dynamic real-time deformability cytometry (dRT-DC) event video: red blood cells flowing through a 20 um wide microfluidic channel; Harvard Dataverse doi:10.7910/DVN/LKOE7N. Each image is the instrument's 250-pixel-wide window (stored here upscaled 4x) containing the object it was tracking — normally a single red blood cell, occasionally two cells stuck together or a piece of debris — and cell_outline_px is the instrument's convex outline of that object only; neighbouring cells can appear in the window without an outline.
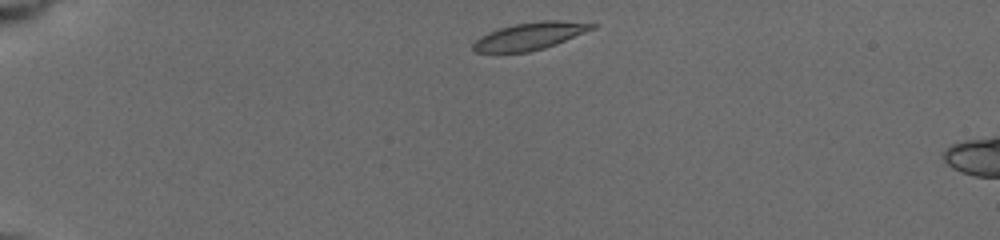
{"species": "common noctule bat (a hibernating species)", "species_latin": "Nyctalus noctula", "temperature_condition": "cold", "stored_images_in_passage": 35, "camera_frame_rate_fps": 3000, "um_per_image_px": 0.085, "animal": {"sex": "female", "body_mass_g": 19.5, "forearm_length_mm": 54.1}, "frame": {"image": 1, "passage_image": 1, "time_ms": 0.0, "image_size_px": [1000, 240], "cell_outline_px": [[596, 28], [556, 44], [544, 48], [528, 52], [476, 52], [472, 48], [472, 44], [480, 36], [500, 28], [516, 24], [544, 20], [560, 20], [596, 24]], "centroid_in_image_um": [45.05, 3.07], "position_along_channel_um": 39.9, "area_um2": 18.73}}
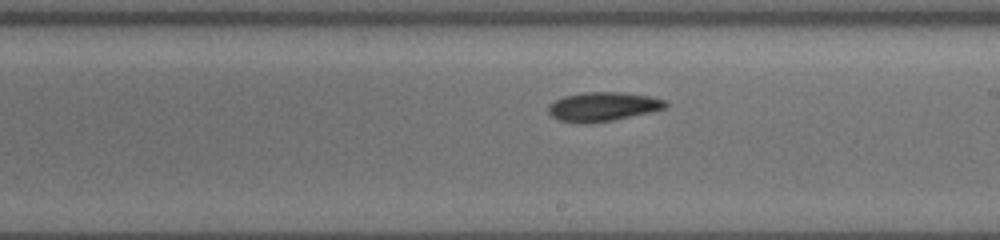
{"frame": {"image": 2, "passage_image": 15, "time_ms": 6.667, "image_size_px": [1000, 240], "cell_outline_px": [[668, 104], [664, 108], [648, 112], [612, 120], [560, 120], [552, 116], [548, 112], [548, 104], [564, 96], [588, 92], [620, 92], [652, 96], [668, 100]], "centroid_in_image_um": [51.31, 9.0], "position_along_channel_um": 237.7, "area_um2": 18.96}}
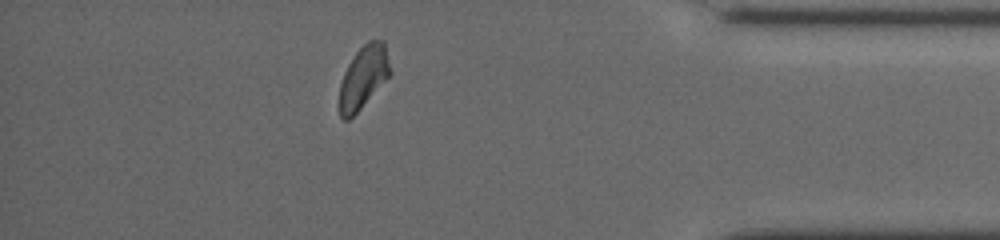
{"frame": {"image": 3, "passage_image": 29, "time_ms": 11.667, "image_size_px": [1000, 240], "cell_outline_px": [[392, 72], [360, 108], [348, 120], [344, 120], [340, 116], [340, 84], [344, 72], [348, 64], [356, 52], [368, 40], [384, 40]], "centroid_in_image_um": [30.9, 6.52], "position_along_channel_um": 404.3, "area_um2": 18.15}}